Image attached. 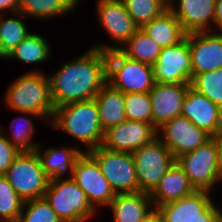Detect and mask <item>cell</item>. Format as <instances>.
<instances>
[{
	"label": "cell",
	"instance_id": "5bb4252c",
	"mask_svg": "<svg viewBox=\"0 0 222 222\" xmlns=\"http://www.w3.org/2000/svg\"><path fill=\"white\" fill-rule=\"evenodd\" d=\"M157 128L146 122L125 119L104 132L102 146L120 152L133 153L157 138Z\"/></svg>",
	"mask_w": 222,
	"mask_h": 222
},
{
	"label": "cell",
	"instance_id": "f1b7e54d",
	"mask_svg": "<svg viewBox=\"0 0 222 222\" xmlns=\"http://www.w3.org/2000/svg\"><path fill=\"white\" fill-rule=\"evenodd\" d=\"M24 17L20 12L10 18L0 15V58L4 59L29 34Z\"/></svg>",
	"mask_w": 222,
	"mask_h": 222
},
{
	"label": "cell",
	"instance_id": "ac0fdd59",
	"mask_svg": "<svg viewBox=\"0 0 222 222\" xmlns=\"http://www.w3.org/2000/svg\"><path fill=\"white\" fill-rule=\"evenodd\" d=\"M215 3L216 0H178V3L173 4L169 9L175 14L187 34L213 31Z\"/></svg>",
	"mask_w": 222,
	"mask_h": 222
},
{
	"label": "cell",
	"instance_id": "6da1fadb",
	"mask_svg": "<svg viewBox=\"0 0 222 222\" xmlns=\"http://www.w3.org/2000/svg\"><path fill=\"white\" fill-rule=\"evenodd\" d=\"M54 108L94 99L107 83L106 52L89 47L48 75Z\"/></svg>",
	"mask_w": 222,
	"mask_h": 222
},
{
	"label": "cell",
	"instance_id": "3957f363",
	"mask_svg": "<svg viewBox=\"0 0 222 222\" xmlns=\"http://www.w3.org/2000/svg\"><path fill=\"white\" fill-rule=\"evenodd\" d=\"M49 127L76 138L85 145L84 152L101 146L104 140V131L101 128L98 107L94 99L54 108Z\"/></svg>",
	"mask_w": 222,
	"mask_h": 222
},
{
	"label": "cell",
	"instance_id": "8fae6325",
	"mask_svg": "<svg viewBox=\"0 0 222 222\" xmlns=\"http://www.w3.org/2000/svg\"><path fill=\"white\" fill-rule=\"evenodd\" d=\"M72 178L85 192L91 206L98 212L99 207L109 206L115 197V192L101 172L98 163L88 152H83L77 158Z\"/></svg>",
	"mask_w": 222,
	"mask_h": 222
},
{
	"label": "cell",
	"instance_id": "8992f818",
	"mask_svg": "<svg viewBox=\"0 0 222 222\" xmlns=\"http://www.w3.org/2000/svg\"><path fill=\"white\" fill-rule=\"evenodd\" d=\"M176 162L196 191L214 192L215 185L219 183V146L216 137L177 157Z\"/></svg>",
	"mask_w": 222,
	"mask_h": 222
},
{
	"label": "cell",
	"instance_id": "9c48e42d",
	"mask_svg": "<svg viewBox=\"0 0 222 222\" xmlns=\"http://www.w3.org/2000/svg\"><path fill=\"white\" fill-rule=\"evenodd\" d=\"M88 153L98 163L115 194L138 192L132 153L112 151L102 145L89 150Z\"/></svg>",
	"mask_w": 222,
	"mask_h": 222
},
{
	"label": "cell",
	"instance_id": "d6986e66",
	"mask_svg": "<svg viewBox=\"0 0 222 222\" xmlns=\"http://www.w3.org/2000/svg\"><path fill=\"white\" fill-rule=\"evenodd\" d=\"M211 192L195 191L193 194L172 201L156 209L163 222L205 221V210L213 203Z\"/></svg>",
	"mask_w": 222,
	"mask_h": 222
},
{
	"label": "cell",
	"instance_id": "d590c367",
	"mask_svg": "<svg viewBox=\"0 0 222 222\" xmlns=\"http://www.w3.org/2000/svg\"><path fill=\"white\" fill-rule=\"evenodd\" d=\"M9 11L12 15L19 12V0H0V15L7 16L5 13Z\"/></svg>",
	"mask_w": 222,
	"mask_h": 222
},
{
	"label": "cell",
	"instance_id": "ffe728a7",
	"mask_svg": "<svg viewBox=\"0 0 222 222\" xmlns=\"http://www.w3.org/2000/svg\"><path fill=\"white\" fill-rule=\"evenodd\" d=\"M195 191L188 176L175 161L150 193V197L154 208H157L163 204L187 197Z\"/></svg>",
	"mask_w": 222,
	"mask_h": 222
},
{
	"label": "cell",
	"instance_id": "60d3db41",
	"mask_svg": "<svg viewBox=\"0 0 222 222\" xmlns=\"http://www.w3.org/2000/svg\"><path fill=\"white\" fill-rule=\"evenodd\" d=\"M174 1V2H173ZM176 1L178 0H162L164 5L169 9L170 7L173 6V4H176Z\"/></svg>",
	"mask_w": 222,
	"mask_h": 222
},
{
	"label": "cell",
	"instance_id": "f546056e",
	"mask_svg": "<svg viewBox=\"0 0 222 222\" xmlns=\"http://www.w3.org/2000/svg\"><path fill=\"white\" fill-rule=\"evenodd\" d=\"M24 200L16 193L5 175H0V221L17 222Z\"/></svg>",
	"mask_w": 222,
	"mask_h": 222
},
{
	"label": "cell",
	"instance_id": "7c38bea8",
	"mask_svg": "<svg viewBox=\"0 0 222 222\" xmlns=\"http://www.w3.org/2000/svg\"><path fill=\"white\" fill-rule=\"evenodd\" d=\"M155 83L190 84L192 80L189 33L180 43L162 48L153 65Z\"/></svg>",
	"mask_w": 222,
	"mask_h": 222
},
{
	"label": "cell",
	"instance_id": "e575fe53",
	"mask_svg": "<svg viewBox=\"0 0 222 222\" xmlns=\"http://www.w3.org/2000/svg\"><path fill=\"white\" fill-rule=\"evenodd\" d=\"M19 151L9 142L0 129V175H5Z\"/></svg>",
	"mask_w": 222,
	"mask_h": 222
},
{
	"label": "cell",
	"instance_id": "f35d334b",
	"mask_svg": "<svg viewBox=\"0 0 222 222\" xmlns=\"http://www.w3.org/2000/svg\"><path fill=\"white\" fill-rule=\"evenodd\" d=\"M138 222H163V219L159 211L154 208L149 214Z\"/></svg>",
	"mask_w": 222,
	"mask_h": 222
},
{
	"label": "cell",
	"instance_id": "8d00e7d4",
	"mask_svg": "<svg viewBox=\"0 0 222 222\" xmlns=\"http://www.w3.org/2000/svg\"><path fill=\"white\" fill-rule=\"evenodd\" d=\"M213 31L222 32V0H216L215 3V18H214Z\"/></svg>",
	"mask_w": 222,
	"mask_h": 222
},
{
	"label": "cell",
	"instance_id": "4316f807",
	"mask_svg": "<svg viewBox=\"0 0 222 222\" xmlns=\"http://www.w3.org/2000/svg\"><path fill=\"white\" fill-rule=\"evenodd\" d=\"M119 50L130 59L153 66L162 47L139 28Z\"/></svg>",
	"mask_w": 222,
	"mask_h": 222
},
{
	"label": "cell",
	"instance_id": "e0dca14e",
	"mask_svg": "<svg viewBox=\"0 0 222 222\" xmlns=\"http://www.w3.org/2000/svg\"><path fill=\"white\" fill-rule=\"evenodd\" d=\"M190 84L155 83L149 92L152 104V125L157 129L180 115Z\"/></svg>",
	"mask_w": 222,
	"mask_h": 222
},
{
	"label": "cell",
	"instance_id": "7a4b0ae2",
	"mask_svg": "<svg viewBox=\"0 0 222 222\" xmlns=\"http://www.w3.org/2000/svg\"><path fill=\"white\" fill-rule=\"evenodd\" d=\"M44 73L37 68L19 76L6 89L4 101L11 111L40 115L48 125L53 117L54 105L50 80Z\"/></svg>",
	"mask_w": 222,
	"mask_h": 222
},
{
	"label": "cell",
	"instance_id": "d6a6232c",
	"mask_svg": "<svg viewBox=\"0 0 222 222\" xmlns=\"http://www.w3.org/2000/svg\"><path fill=\"white\" fill-rule=\"evenodd\" d=\"M17 222H63L50 207L47 200L35 198L24 201L21 214Z\"/></svg>",
	"mask_w": 222,
	"mask_h": 222
},
{
	"label": "cell",
	"instance_id": "1f68e13d",
	"mask_svg": "<svg viewBox=\"0 0 222 222\" xmlns=\"http://www.w3.org/2000/svg\"><path fill=\"white\" fill-rule=\"evenodd\" d=\"M133 21L141 28L168 8L162 0H121Z\"/></svg>",
	"mask_w": 222,
	"mask_h": 222
},
{
	"label": "cell",
	"instance_id": "603a6c76",
	"mask_svg": "<svg viewBox=\"0 0 222 222\" xmlns=\"http://www.w3.org/2000/svg\"><path fill=\"white\" fill-rule=\"evenodd\" d=\"M99 112V121L105 132L126 119L124 93L106 83L94 96Z\"/></svg>",
	"mask_w": 222,
	"mask_h": 222
},
{
	"label": "cell",
	"instance_id": "cb8c5ba5",
	"mask_svg": "<svg viewBox=\"0 0 222 222\" xmlns=\"http://www.w3.org/2000/svg\"><path fill=\"white\" fill-rule=\"evenodd\" d=\"M141 28L162 48L180 43L187 35L180 21L170 9Z\"/></svg>",
	"mask_w": 222,
	"mask_h": 222
},
{
	"label": "cell",
	"instance_id": "44dd1931",
	"mask_svg": "<svg viewBox=\"0 0 222 222\" xmlns=\"http://www.w3.org/2000/svg\"><path fill=\"white\" fill-rule=\"evenodd\" d=\"M112 210L113 222H138L153 209L150 193H117L108 206Z\"/></svg>",
	"mask_w": 222,
	"mask_h": 222
},
{
	"label": "cell",
	"instance_id": "9a60e30c",
	"mask_svg": "<svg viewBox=\"0 0 222 222\" xmlns=\"http://www.w3.org/2000/svg\"><path fill=\"white\" fill-rule=\"evenodd\" d=\"M192 77L222 68V32L189 33Z\"/></svg>",
	"mask_w": 222,
	"mask_h": 222
},
{
	"label": "cell",
	"instance_id": "d4e9b609",
	"mask_svg": "<svg viewBox=\"0 0 222 222\" xmlns=\"http://www.w3.org/2000/svg\"><path fill=\"white\" fill-rule=\"evenodd\" d=\"M79 4L75 0H19V12L25 18L48 20L73 12Z\"/></svg>",
	"mask_w": 222,
	"mask_h": 222
},
{
	"label": "cell",
	"instance_id": "ba28073f",
	"mask_svg": "<svg viewBox=\"0 0 222 222\" xmlns=\"http://www.w3.org/2000/svg\"><path fill=\"white\" fill-rule=\"evenodd\" d=\"M138 191L151 193L176 159L157 137L133 153Z\"/></svg>",
	"mask_w": 222,
	"mask_h": 222
},
{
	"label": "cell",
	"instance_id": "277c9868",
	"mask_svg": "<svg viewBox=\"0 0 222 222\" xmlns=\"http://www.w3.org/2000/svg\"><path fill=\"white\" fill-rule=\"evenodd\" d=\"M107 83L128 93H149L155 84L153 66L133 60L120 50L106 52Z\"/></svg>",
	"mask_w": 222,
	"mask_h": 222
},
{
	"label": "cell",
	"instance_id": "b9f144b4",
	"mask_svg": "<svg viewBox=\"0 0 222 222\" xmlns=\"http://www.w3.org/2000/svg\"><path fill=\"white\" fill-rule=\"evenodd\" d=\"M216 222H222V210L218 211L217 220Z\"/></svg>",
	"mask_w": 222,
	"mask_h": 222
},
{
	"label": "cell",
	"instance_id": "ab89813d",
	"mask_svg": "<svg viewBox=\"0 0 222 222\" xmlns=\"http://www.w3.org/2000/svg\"><path fill=\"white\" fill-rule=\"evenodd\" d=\"M219 146V182L222 181V132L216 136Z\"/></svg>",
	"mask_w": 222,
	"mask_h": 222
},
{
	"label": "cell",
	"instance_id": "74e56055",
	"mask_svg": "<svg viewBox=\"0 0 222 222\" xmlns=\"http://www.w3.org/2000/svg\"><path fill=\"white\" fill-rule=\"evenodd\" d=\"M215 202H213L206 210H205V221H191V222H216L218 211L220 208L216 206Z\"/></svg>",
	"mask_w": 222,
	"mask_h": 222
},
{
	"label": "cell",
	"instance_id": "4fadbf2b",
	"mask_svg": "<svg viewBox=\"0 0 222 222\" xmlns=\"http://www.w3.org/2000/svg\"><path fill=\"white\" fill-rule=\"evenodd\" d=\"M157 137L176 159L208 141L211 136L189 119L178 115L157 129Z\"/></svg>",
	"mask_w": 222,
	"mask_h": 222
},
{
	"label": "cell",
	"instance_id": "7bdbcfd3",
	"mask_svg": "<svg viewBox=\"0 0 222 222\" xmlns=\"http://www.w3.org/2000/svg\"><path fill=\"white\" fill-rule=\"evenodd\" d=\"M75 1H76L78 4H80V3H81V2H80L81 0H75Z\"/></svg>",
	"mask_w": 222,
	"mask_h": 222
},
{
	"label": "cell",
	"instance_id": "2e32d148",
	"mask_svg": "<svg viewBox=\"0 0 222 222\" xmlns=\"http://www.w3.org/2000/svg\"><path fill=\"white\" fill-rule=\"evenodd\" d=\"M180 115L211 137L222 132V109L191 86L187 89Z\"/></svg>",
	"mask_w": 222,
	"mask_h": 222
},
{
	"label": "cell",
	"instance_id": "7402d4cb",
	"mask_svg": "<svg viewBox=\"0 0 222 222\" xmlns=\"http://www.w3.org/2000/svg\"><path fill=\"white\" fill-rule=\"evenodd\" d=\"M41 147L42 145L40 144L35 151L49 180L66 178V172H68L69 176L67 178H72L74 164L84 151L76 147L56 148L52 146L44 149L45 151L43 152Z\"/></svg>",
	"mask_w": 222,
	"mask_h": 222
},
{
	"label": "cell",
	"instance_id": "4dcf8cb0",
	"mask_svg": "<svg viewBox=\"0 0 222 222\" xmlns=\"http://www.w3.org/2000/svg\"><path fill=\"white\" fill-rule=\"evenodd\" d=\"M190 86L222 109V68L194 75Z\"/></svg>",
	"mask_w": 222,
	"mask_h": 222
},
{
	"label": "cell",
	"instance_id": "83f0119b",
	"mask_svg": "<svg viewBox=\"0 0 222 222\" xmlns=\"http://www.w3.org/2000/svg\"><path fill=\"white\" fill-rule=\"evenodd\" d=\"M23 116L15 117L10 123L11 135L10 138L7 136V132L0 125V129L7 137L9 142L19 151H34L40 143L32 142L35 125L32 119L41 120L43 117L37 114H32L29 112H21ZM27 115V116H26ZM28 115L32 116L29 117ZM12 137V138H11ZM38 143V144H37Z\"/></svg>",
	"mask_w": 222,
	"mask_h": 222
},
{
	"label": "cell",
	"instance_id": "5b68a950",
	"mask_svg": "<svg viewBox=\"0 0 222 222\" xmlns=\"http://www.w3.org/2000/svg\"><path fill=\"white\" fill-rule=\"evenodd\" d=\"M43 197L63 222H88L98 213L73 178L49 180Z\"/></svg>",
	"mask_w": 222,
	"mask_h": 222
},
{
	"label": "cell",
	"instance_id": "836d02e7",
	"mask_svg": "<svg viewBox=\"0 0 222 222\" xmlns=\"http://www.w3.org/2000/svg\"><path fill=\"white\" fill-rule=\"evenodd\" d=\"M126 119L152 124V104L149 93L124 94Z\"/></svg>",
	"mask_w": 222,
	"mask_h": 222
},
{
	"label": "cell",
	"instance_id": "52a82bcc",
	"mask_svg": "<svg viewBox=\"0 0 222 222\" xmlns=\"http://www.w3.org/2000/svg\"><path fill=\"white\" fill-rule=\"evenodd\" d=\"M5 176L24 201L42 198L49 182L35 150L19 152Z\"/></svg>",
	"mask_w": 222,
	"mask_h": 222
},
{
	"label": "cell",
	"instance_id": "484cf974",
	"mask_svg": "<svg viewBox=\"0 0 222 222\" xmlns=\"http://www.w3.org/2000/svg\"><path fill=\"white\" fill-rule=\"evenodd\" d=\"M46 38L39 34L31 33L25 37V39L15 47L5 59H16L23 63L39 64L44 61H48L52 54V48Z\"/></svg>",
	"mask_w": 222,
	"mask_h": 222
},
{
	"label": "cell",
	"instance_id": "30bf717a",
	"mask_svg": "<svg viewBox=\"0 0 222 222\" xmlns=\"http://www.w3.org/2000/svg\"><path fill=\"white\" fill-rule=\"evenodd\" d=\"M97 18L114 44L96 43L93 48L108 52L119 50L139 29L121 0H97Z\"/></svg>",
	"mask_w": 222,
	"mask_h": 222
}]
</instances>
